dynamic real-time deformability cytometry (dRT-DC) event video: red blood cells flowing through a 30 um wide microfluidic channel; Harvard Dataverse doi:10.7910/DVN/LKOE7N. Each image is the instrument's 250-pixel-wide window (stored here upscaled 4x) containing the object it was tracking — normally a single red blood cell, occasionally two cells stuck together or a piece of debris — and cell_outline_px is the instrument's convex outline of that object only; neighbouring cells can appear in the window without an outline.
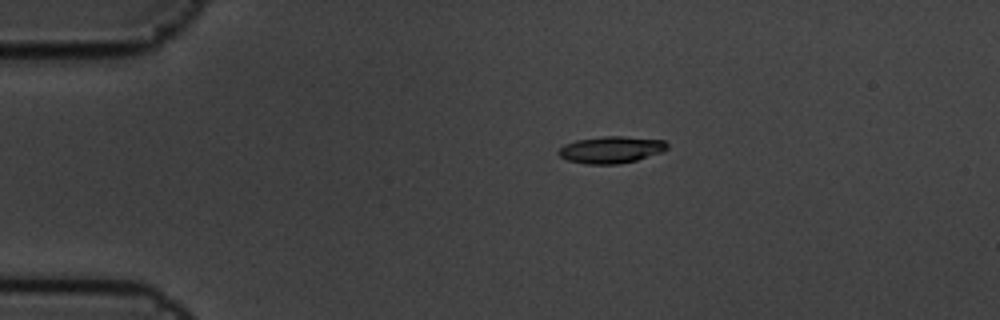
{"species": "common noctule bat (a hibernating species)", "species_latin": "Nyctalus noctula", "temperature_condition": "cold", "stored_images_in_passage": 3, "camera_frame_rate_fps": 3000, "um_per_image_px": 0.085, "animal": {"sex": "male", "body_mass_g": 19.5, "forearm_length_mm": 54.6}, "frame": {"image": 1, "passage_image": 3, "time_ms": 0.667, "image_size_px": [1000, 320], "cell_outline_px": [[668, 148], [664, 152], [636, 160], [620, 164], [584, 164], [568, 160], [560, 156], [556, 152], [564, 144], [576, 140], [604, 136], [620, 136], [664, 140], [668, 144]], "centroid_in_image_um": [51.95, 12.73], "position_along_channel_um": 33.0, "area_um2": 17.11}}